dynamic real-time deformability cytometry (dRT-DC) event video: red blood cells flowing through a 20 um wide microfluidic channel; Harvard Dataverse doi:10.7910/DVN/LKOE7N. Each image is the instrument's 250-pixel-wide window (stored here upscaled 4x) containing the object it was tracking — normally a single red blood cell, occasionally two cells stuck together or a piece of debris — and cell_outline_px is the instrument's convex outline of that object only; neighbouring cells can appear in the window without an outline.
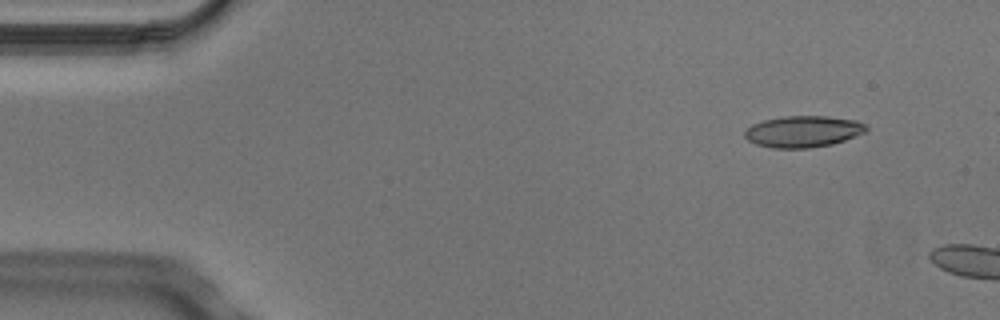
{"species": "Egyptian fruit bat (a non-hibernating species)", "species_latin": "Rousettus aegyptiacus", "temperature_condition": "cold", "stored_images_in_passage": 3, "camera_frame_rate_fps": 3000, "um_per_image_px": 0.085, "animal": {"sex": "male"}, "frame": {"image": 1, "passage_image": 2, "time_ms": 0.333, "image_size_px": [1000, 320], "cell_outline_px": [[868, 132], [832, 144], [808, 148], [772, 148], [756, 144], [748, 140], [744, 136], [744, 132], [752, 124], [764, 120], [784, 116], [828, 116], [856, 120], [868, 124]], "centroid_in_image_um": [68.31, 11.17], "position_along_channel_um": 16.7, "area_um2": 22.43}}